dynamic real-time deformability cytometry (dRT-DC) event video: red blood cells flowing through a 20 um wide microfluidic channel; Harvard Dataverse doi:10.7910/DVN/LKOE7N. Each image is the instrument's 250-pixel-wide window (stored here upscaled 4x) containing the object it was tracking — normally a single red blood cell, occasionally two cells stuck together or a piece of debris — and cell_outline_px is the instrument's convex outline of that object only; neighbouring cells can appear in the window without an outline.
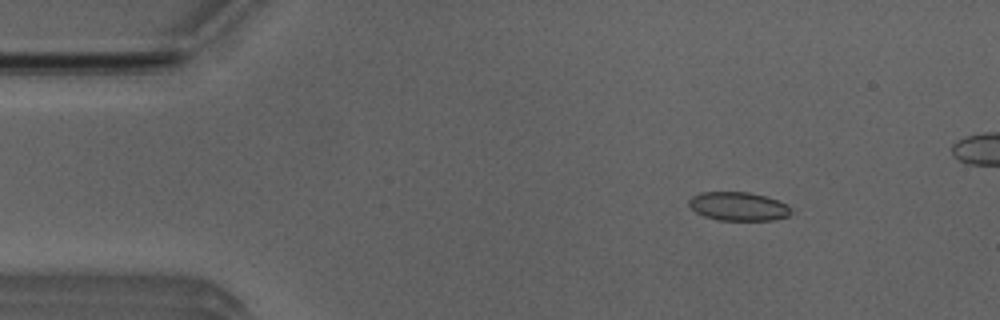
{"species": "Egyptian fruit bat (a non-hibernating species)", "species_latin": "Rousettus aegyptiacus", "temperature_condition": "room temperature", "stored_images_in_passage": 16, "camera_frame_rate_fps": 3000, "um_per_image_px": 0.085, "animal": {"sex": "male"}, "frame": {"image": 1, "passage_image": 5, "time_ms": 1.333, "image_size_px": [1000, 320], "cell_outline_px": [[792, 212], [788, 216], [772, 220], [720, 220], [704, 216], [696, 212], [688, 204], [688, 200], [692, 196], [700, 192], [748, 192], [764, 196], [776, 200], [784, 204]], "centroid_in_image_um": [62.71, 17.54], "position_along_channel_um": 22.3, "area_um2": 16.82}}